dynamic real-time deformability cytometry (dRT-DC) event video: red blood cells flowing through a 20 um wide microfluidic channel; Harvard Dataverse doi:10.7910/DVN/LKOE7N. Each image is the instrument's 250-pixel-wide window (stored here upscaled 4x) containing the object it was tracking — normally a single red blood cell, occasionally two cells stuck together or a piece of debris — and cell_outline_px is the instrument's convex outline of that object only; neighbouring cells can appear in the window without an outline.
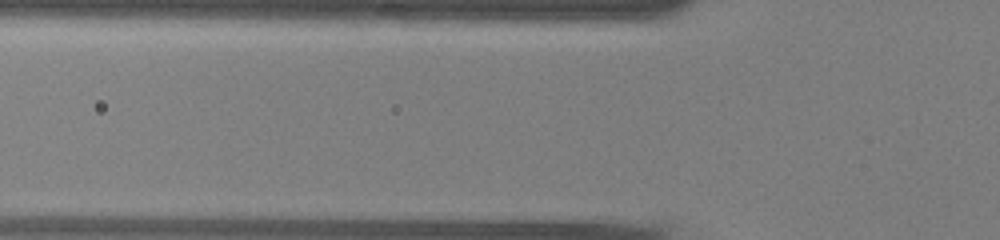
{"species": "common noctule bat (a hibernating species)", "species_latin": "Nyctalus noctula", "temperature_condition": "warm", "stored_images_in_passage": 4, "camera_frame_rate_fps": 3000, "um_per_image_px": 0.085, "animal": {"sex": "male", "body_mass_g": 13.0, "forearm_length_mm": 53.1}, "frame": {"image": 1, "passage_image": 4, "time_ms": 1.0, "image_size_px": [1000, 240], "cell_outline_px": [[608, 188], [604, 192], [524, 192], [504, 188], [508, 180], [512, 176], [544, 172], [592, 180]], "centroid_in_image_um": [46.96, 15.62], "position_along_channel_um": 78.8, "area_um2": 10.92}}